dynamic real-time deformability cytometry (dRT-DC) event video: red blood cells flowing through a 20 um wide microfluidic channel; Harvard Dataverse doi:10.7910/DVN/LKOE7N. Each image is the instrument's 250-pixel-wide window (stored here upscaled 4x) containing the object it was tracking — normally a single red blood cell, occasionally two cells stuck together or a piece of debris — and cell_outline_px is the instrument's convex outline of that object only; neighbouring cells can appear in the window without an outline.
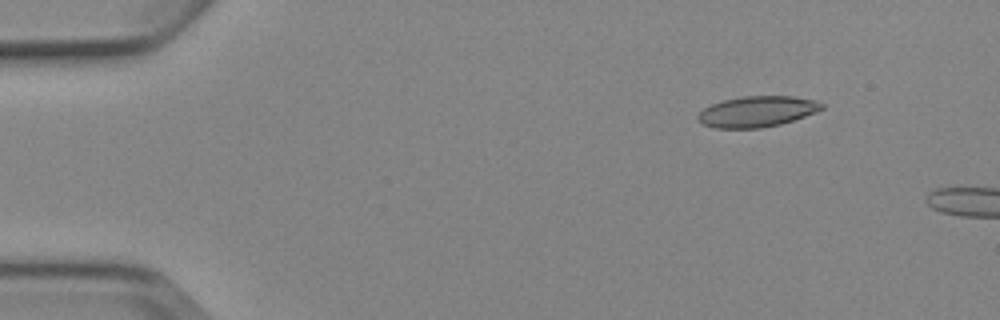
{"species": "Egyptian fruit bat (a non-hibernating species)", "species_latin": "Rousettus aegyptiacus", "temperature_condition": "cold", "stored_images_in_passage": 3, "camera_frame_rate_fps": 3000, "um_per_image_px": 0.085, "animal": {"sex": "female"}, "frame": {"image": 1, "passage_image": 2, "time_ms": 1.333, "image_size_px": [1000, 320], "cell_outline_px": [[824, 108], [816, 112], [780, 124], [760, 128], [712, 128], [696, 120], [696, 116], [704, 108], [712, 104], [724, 100], [744, 96], [792, 96], [816, 100], [824, 104]], "centroid_in_image_um": [64.34, 9.48], "position_along_channel_um": 20.7, "area_um2": 22.2}}